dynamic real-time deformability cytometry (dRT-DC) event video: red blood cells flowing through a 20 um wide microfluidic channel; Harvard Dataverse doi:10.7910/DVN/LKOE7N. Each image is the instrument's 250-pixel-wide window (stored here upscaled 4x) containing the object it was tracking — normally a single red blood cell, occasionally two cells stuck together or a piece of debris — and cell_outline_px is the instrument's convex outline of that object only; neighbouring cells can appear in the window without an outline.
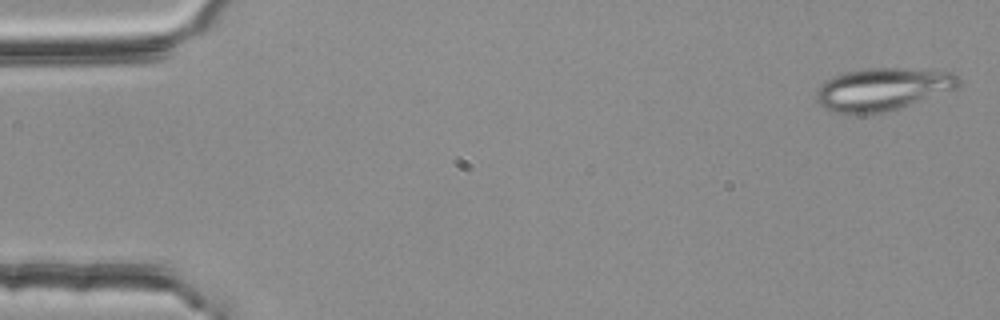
{"species": "common noctule bat (a hibernating species)", "species_latin": "Nyctalus noctula", "temperature_condition": "room temperature", "stored_images_in_passage": 3, "camera_frame_rate_fps": 3000, "um_per_image_px": 0.085, "animal": {"sex": "female", "body_mass_g": 25.1}, "frame": {"image": 1, "passage_image": 1, "time_ms": 0.0, "image_size_px": [1000, 320], "cell_outline_px": [[960, 84], [956, 88], [884, 112], [860, 116], [832, 112], [824, 108], [816, 100], [816, 92], [820, 84], [836, 76], [848, 72], [872, 68], [904, 68], [956, 72], [960, 80]], "centroid_in_image_um": [74.99, 7.6], "position_along_channel_um": 10.0, "area_um2": 35.14}}